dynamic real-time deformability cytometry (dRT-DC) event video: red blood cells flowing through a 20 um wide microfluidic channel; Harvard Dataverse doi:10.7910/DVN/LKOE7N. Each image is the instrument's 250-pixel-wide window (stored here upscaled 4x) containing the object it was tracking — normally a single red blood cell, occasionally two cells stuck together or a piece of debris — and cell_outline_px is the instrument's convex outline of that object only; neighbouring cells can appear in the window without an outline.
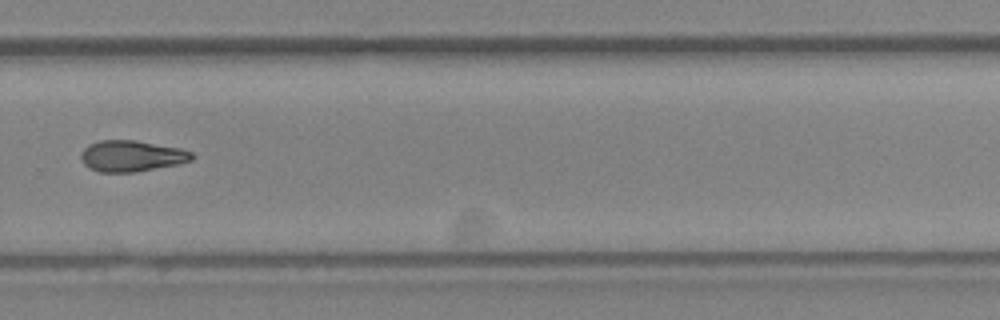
{"species": "Egyptian fruit bat (a non-hibernating species)", "species_latin": "Rousettus aegyptiacus", "temperature_condition": "cold", "stored_images_in_passage": 10, "camera_frame_rate_fps": 3000, "um_per_image_px": 0.085, "animal": {"sex": "female"}, "frame": {"image": 1, "passage_image": 10, "time_ms": 3.0, "image_size_px": [1000, 320], "cell_outline_px": [[196, 156], [192, 160], [180, 164], [136, 172], [100, 172], [88, 168], [80, 160], [80, 152], [88, 144], [100, 140], [136, 140], [180, 148], [192, 152]], "centroid_in_image_um": [11.18, 13.26], "position_along_channel_um": 318.6, "area_um2": 20.46}}